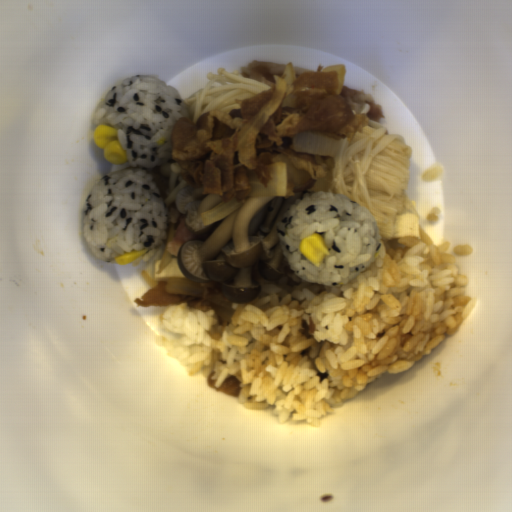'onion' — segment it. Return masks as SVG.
<instances>
[{
	"label": "onion",
	"mask_w": 512,
	"mask_h": 512,
	"mask_svg": "<svg viewBox=\"0 0 512 512\" xmlns=\"http://www.w3.org/2000/svg\"><path fill=\"white\" fill-rule=\"evenodd\" d=\"M274 91L266 104L248 120H246L238 133L237 147L239 160L247 167V182L251 186L248 197H285L288 195V165L287 162H277L267 165L271 179L266 188L260 182L251 160L256 157V139L263 126L272 117L279 107L284 93L286 98L284 107H293L295 104L292 89L296 83V74L292 62L283 69L282 75H273Z\"/></svg>",
	"instance_id": "1"
},
{
	"label": "onion",
	"mask_w": 512,
	"mask_h": 512,
	"mask_svg": "<svg viewBox=\"0 0 512 512\" xmlns=\"http://www.w3.org/2000/svg\"><path fill=\"white\" fill-rule=\"evenodd\" d=\"M338 139L314 131H300L292 138L295 152L335 158L339 149Z\"/></svg>",
	"instance_id": "2"
},
{
	"label": "onion",
	"mask_w": 512,
	"mask_h": 512,
	"mask_svg": "<svg viewBox=\"0 0 512 512\" xmlns=\"http://www.w3.org/2000/svg\"><path fill=\"white\" fill-rule=\"evenodd\" d=\"M167 295H186L203 298V288L199 283L184 278H168L165 283Z\"/></svg>",
	"instance_id": "3"
},
{
	"label": "onion",
	"mask_w": 512,
	"mask_h": 512,
	"mask_svg": "<svg viewBox=\"0 0 512 512\" xmlns=\"http://www.w3.org/2000/svg\"><path fill=\"white\" fill-rule=\"evenodd\" d=\"M241 206L240 202L231 199L229 202H221L214 208L207 210L201 214L203 225H208L233 213Z\"/></svg>",
	"instance_id": "4"
},
{
	"label": "onion",
	"mask_w": 512,
	"mask_h": 512,
	"mask_svg": "<svg viewBox=\"0 0 512 512\" xmlns=\"http://www.w3.org/2000/svg\"><path fill=\"white\" fill-rule=\"evenodd\" d=\"M418 231H419V237L398 238L397 242L399 244H402L407 247H412L415 244H417L418 242H423L430 248L433 245V240L429 237V235L425 231H423L419 227H418Z\"/></svg>",
	"instance_id": "5"
},
{
	"label": "onion",
	"mask_w": 512,
	"mask_h": 512,
	"mask_svg": "<svg viewBox=\"0 0 512 512\" xmlns=\"http://www.w3.org/2000/svg\"><path fill=\"white\" fill-rule=\"evenodd\" d=\"M171 260H172V256H171V254L169 253V251H168V250H166V249L164 248V250H163V254H162V257H161V260H160V262H159V264H158V268H157V272H156V274L158 275V274H159V273H161L164 269H166V268L169 266V264H170Z\"/></svg>",
	"instance_id": "6"
},
{
	"label": "onion",
	"mask_w": 512,
	"mask_h": 512,
	"mask_svg": "<svg viewBox=\"0 0 512 512\" xmlns=\"http://www.w3.org/2000/svg\"><path fill=\"white\" fill-rule=\"evenodd\" d=\"M141 276H142L143 280L146 282V284L148 286H150L151 288L158 286L159 283L145 270L141 271Z\"/></svg>",
	"instance_id": "7"
}]
</instances>
